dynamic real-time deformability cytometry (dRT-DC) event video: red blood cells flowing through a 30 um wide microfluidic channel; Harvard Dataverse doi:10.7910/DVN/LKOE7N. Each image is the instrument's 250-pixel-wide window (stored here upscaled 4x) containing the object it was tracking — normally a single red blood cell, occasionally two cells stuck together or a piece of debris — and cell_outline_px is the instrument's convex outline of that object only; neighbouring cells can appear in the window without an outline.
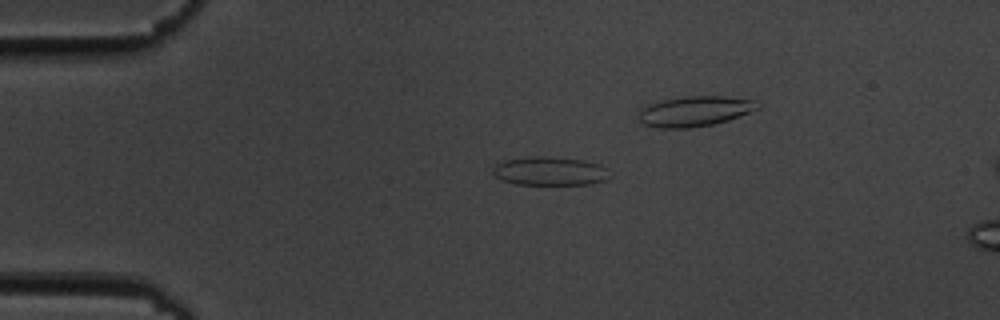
{"species": "common noctule bat (a hibernating species)", "species_latin": "Nyctalus noctula", "temperature_condition": "cold", "stored_images_in_passage": 7, "camera_frame_rate_fps": 3000, "um_per_image_px": 0.085, "animal": {"sex": "male", "body_mass_g": 19.5, "forearm_length_mm": 54.6}, "frame": {"image": 1, "passage_image": 2, "time_ms": 0.333, "image_size_px": [1000, 320], "cell_outline_px": [[612, 176], [608, 180], [592, 184], [516, 184], [504, 180], [496, 176], [492, 172], [492, 168], [496, 164], [504, 160], [532, 156], [544, 156], [584, 160], [600, 164]], "centroid_in_image_um": [46.77, 14.54], "position_along_channel_um": 38.2, "area_um2": 19.54}}